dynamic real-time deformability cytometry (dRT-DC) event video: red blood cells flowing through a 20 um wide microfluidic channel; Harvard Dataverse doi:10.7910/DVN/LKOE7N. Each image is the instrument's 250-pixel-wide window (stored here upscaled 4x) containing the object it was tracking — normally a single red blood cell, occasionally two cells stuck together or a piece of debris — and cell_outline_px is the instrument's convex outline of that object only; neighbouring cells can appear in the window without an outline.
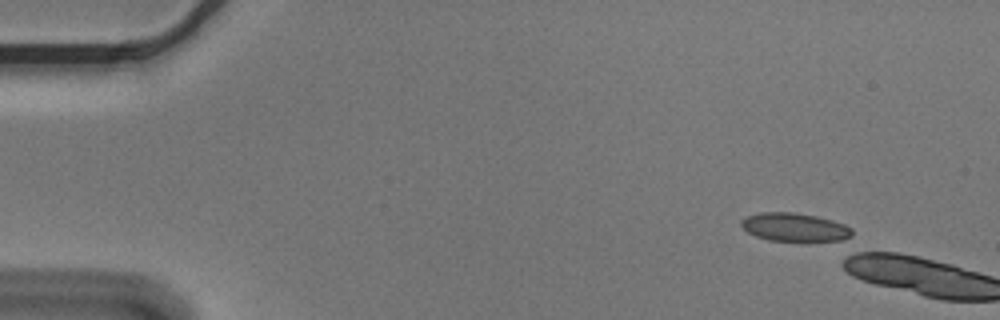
{"species": "Egyptian fruit bat (a non-hibernating species)", "species_latin": "Rousettus aegyptiacus", "temperature_condition": "cold", "stored_images_in_passage": 2, "camera_frame_rate_fps": 3000, "um_per_image_px": 0.085, "animal": {"sex": "male"}, "frame": {"image": 1, "passage_image": 1, "time_ms": 0.0, "image_size_px": [1000, 320], "cell_outline_px": [[852, 240], [768, 240], [756, 236], [748, 232], [740, 224], [740, 220], [748, 216], [760, 212], [792, 212], [816, 216], [832, 220], [844, 224], [852, 228]], "centroid_in_image_um": [67.57, 19.3], "position_along_channel_um": 17.4, "area_um2": 18.21}}